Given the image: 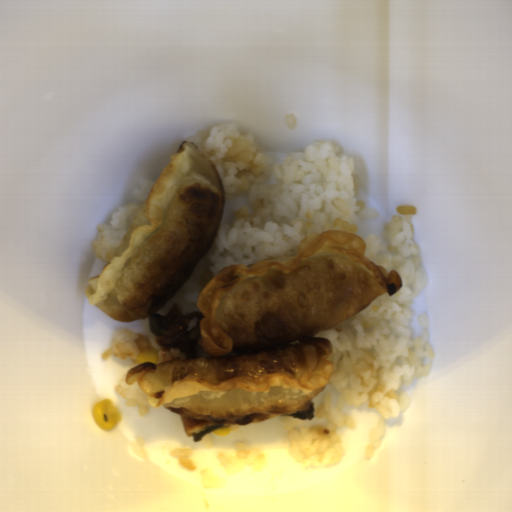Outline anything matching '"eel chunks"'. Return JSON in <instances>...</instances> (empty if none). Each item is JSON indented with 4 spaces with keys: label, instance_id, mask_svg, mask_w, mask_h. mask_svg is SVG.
I'll use <instances>...</instances> for the list:
<instances>
[{
    "label": "eel chunks",
    "instance_id": "1",
    "mask_svg": "<svg viewBox=\"0 0 512 512\" xmlns=\"http://www.w3.org/2000/svg\"><path fill=\"white\" fill-rule=\"evenodd\" d=\"M148 318L155 343L161 348L162 363L189 358H210L199 344L202 312L182 314L177 303L165 313Z\"/></svg>",
    "mask_w": 512,
    "mask_h": 512
},
{
    "label": "eel chunks",
    "instance_id": "2",
    "mask_svg": "<svg viewBox=\"0 0 512 512\" xmlns=\"http://www.w3.org/2000/svg\"><path fill=\"white\" fill-rule=\"evenodd\" d=\"M279 414H247L242 418L234 421H218V420H195L183 415H180L183 428L189 438L193 441L198 442L211 431L220 428L222 426H242L253 423H261L268 419L278 416Z\"/></svg>",
    "mask_w": 512,
    "mask_h": 512
},
{
    "label": "eel chunks",
    "instance_id": "3",
    "mask_svg": "<svg viewBox=\"0 0 512 512\" xmlns=\"http://www.w3.org/2000/svg\"><path fill=\"white\" fill-rule=\"evenodd\" d=\"M285 415H289V416L295 417L297 419H303V420H306L309 422L312 421L313 419H315V417H316L311 400H310V403H309L307 409L299 410L294 414H285Z\"/></svg>",
    "mask_w": 512,
    "mask_h": 512
}]
</instances>
